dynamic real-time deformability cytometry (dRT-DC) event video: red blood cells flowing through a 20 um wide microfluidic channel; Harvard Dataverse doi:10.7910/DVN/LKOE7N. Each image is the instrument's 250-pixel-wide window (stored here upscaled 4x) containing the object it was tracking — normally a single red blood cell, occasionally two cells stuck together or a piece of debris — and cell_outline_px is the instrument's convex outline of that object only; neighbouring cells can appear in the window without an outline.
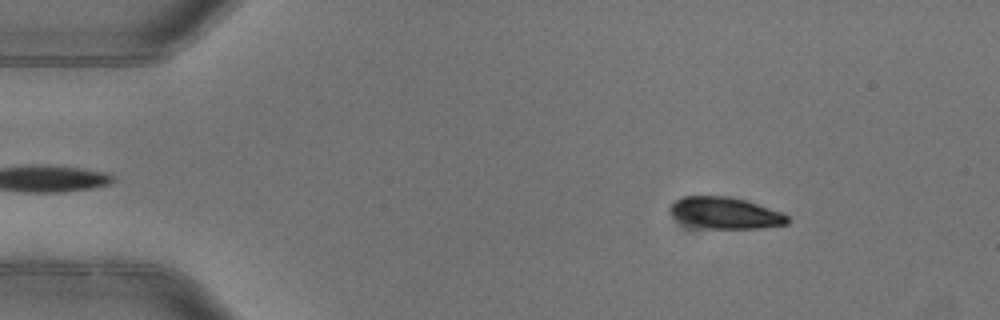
{"species": "common noctule bat (a hibernating species)", "species_latin": "Nyctalus noctula", "temperature_condition": "warm", "stored_images_in_passage": 4, "camera_frame_rate_fps": 3000, "um_per_image_px": 0.085, "animal": {"sex": "female"}, "frame": {"image": 1, "passage_image": 2, "time_ms": 0.333, "image_size_px": [1000, 320], "cell_outline_px": [[788, 224], [760, 228], [708, 228], [692, 224], [680, 220], [672, 216], [668, 212], [668, 208], [676, 200], [684, 196], [732, 196], [780, 212], [788, 216]], "centroid_in_image_um": [61.62, 18.09], "position_along_channel_um": 23.4, "area_um2": 21.21}}
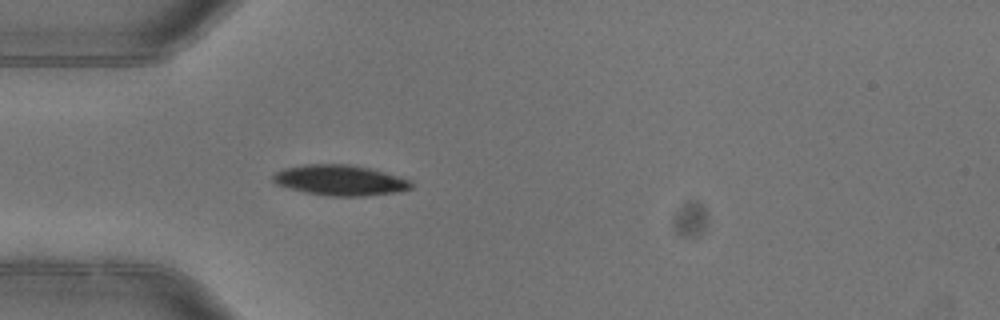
{"frame": {"image": 2, "passage_image": 4, "time_ms": 1.0, "image_size_px": [1000, 320], "cell_outline_px": [[412, 188], [396, 192], [364, 196], [328, 196], [304, 192], [288, 188], [276, 184], [272, 180], [272, 176], [276, 172], [284, 168], [304, 164], [348, 164], [372, 168], [412, 180]], "centroid_in_image_um": [28.9, 15.31], "position_along_channel_um": 56.1, "area_um2": 24.74}}